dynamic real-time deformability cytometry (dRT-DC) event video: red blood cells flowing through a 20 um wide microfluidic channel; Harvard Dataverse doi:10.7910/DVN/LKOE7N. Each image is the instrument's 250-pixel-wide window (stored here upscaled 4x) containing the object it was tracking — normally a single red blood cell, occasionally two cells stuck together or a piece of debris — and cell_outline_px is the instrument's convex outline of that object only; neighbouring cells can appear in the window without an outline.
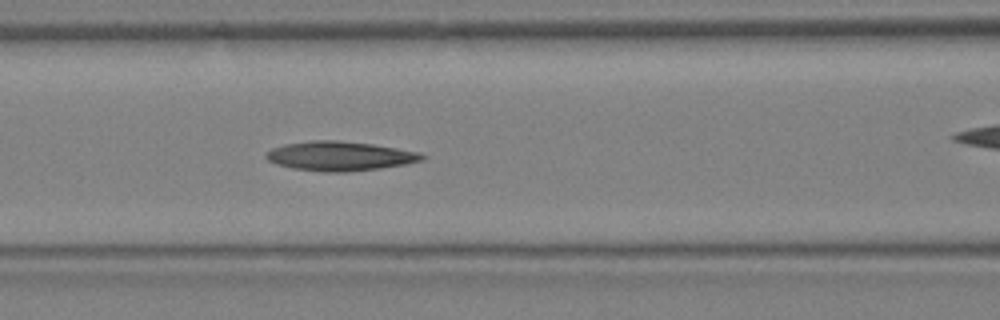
{"species": "Egyptian fruit bat (a non-hibernating species)", "species_latin": "Rousettus aegyptiacus", "temperature_condition": "warm", "stored_images_in_passage": 9, "segment_of_instrument_passage": [1, 2], "camera_frame_rate_fps": 3000, "um_per_image_px": 0.085, "animal": {"sex": "female"}, "frame": {"image": 1, "passage_image": 8, "time_ms": 2.333, "image_size_px": [1000, 320], "cell_outline_px": [[428, 156], [424, 160], [404, 164], [380, 168], [348, 172], [324, 172], [292, 168], [276, 164], [268, 160], [264, 156], [272, 148], [284, 144], [312, 140], [336, 140], [372, 144], [420, 152]], "centroid_in_image_um": [28.9, 13.26], "position_along_channel_um": 137.7, "area_um2": 26.7}}